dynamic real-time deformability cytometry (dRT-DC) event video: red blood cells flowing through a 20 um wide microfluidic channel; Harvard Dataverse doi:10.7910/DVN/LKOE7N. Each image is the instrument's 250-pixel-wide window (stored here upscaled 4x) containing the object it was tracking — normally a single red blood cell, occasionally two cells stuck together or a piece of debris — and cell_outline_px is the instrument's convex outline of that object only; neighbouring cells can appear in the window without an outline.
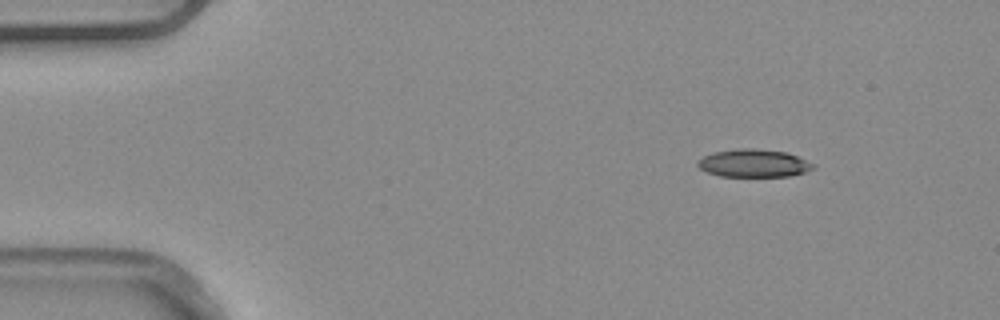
{"species": "common noctule bat (a hibernating species)", "species_latin": "Nyctalus noctula", "temperature_condition": "warm", "stored_images_in_passage": 3, "camera_frame_rate_fps": 3000, "um_per_image_px": 0.085, "animal": {"sex": "male", "body_mass_g": 20.4}, "frame": {"image": 1, "passage_image": 1, "time_ms": 0.0, "image_size_px": [1000, 320], "cell_outline_px": [[816, 168], [804, 172], [788, 176], [720, 176], [708, 172], [700, 168], [696, 164], [696, 160], [712, 152], [740, 148], [756, 148], [784, 152], [796, 156], [816, 164]], "centroid_in_image_um": [64.05, 13.87], "position_along_channel_um": 21.0, "area_um2": 18.73}}
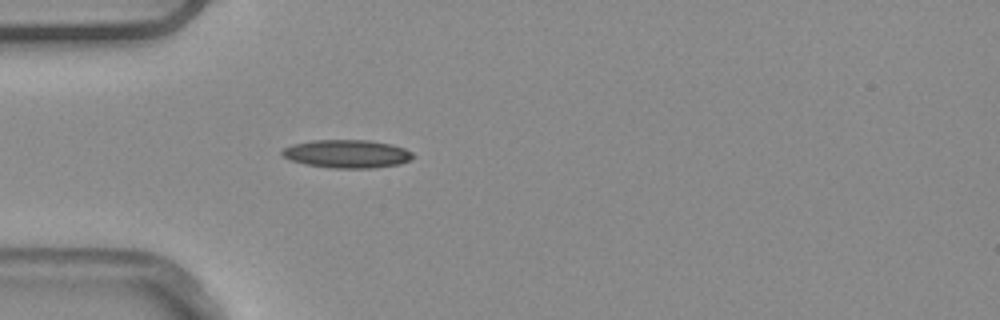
{"frame": {"image": 2, "passage_image": 3, "time_ms": 0.667, "image_size_px": [1000, 320], "cell_outline_px": [[416, 156], [400, 164], [372, 168], [332, 168], [304, 164], [288, 160], [280, 152], [284, 148], [292, 144], [312, 140], [368, 140], [392, 144], [404, 148], [412, 152]], "centroid_in_image_um": [29.48, 13.07], "position_along_channel_um": 55.5, "area_um2": 21.62}}